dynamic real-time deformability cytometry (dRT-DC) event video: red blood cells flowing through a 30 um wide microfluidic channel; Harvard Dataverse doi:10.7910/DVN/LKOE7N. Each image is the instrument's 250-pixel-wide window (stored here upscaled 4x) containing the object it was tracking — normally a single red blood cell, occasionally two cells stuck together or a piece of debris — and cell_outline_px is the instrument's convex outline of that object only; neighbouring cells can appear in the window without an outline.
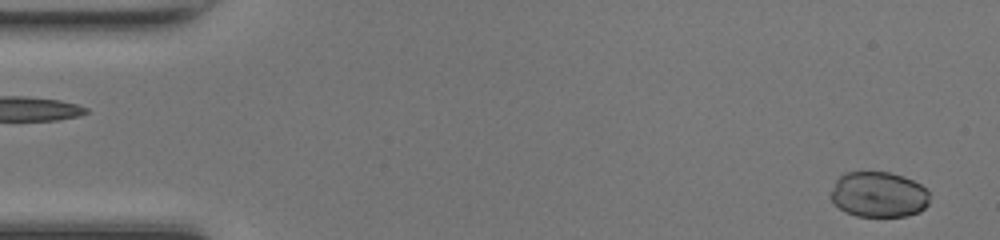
{"species": "common noctule bat (a hibernating species)", "species_latin": "Nyctalus noctula", "temperature_condition": "room temperature", "stored_images_in_passage": 49, "camera_frame_rate_fps": 3000, "um_per_image_px": 0.085, "animal": {"sex": "female", "body_mass_g": 17.0, "forearm_length_mm": 48.0}, "frame": {"image": 1, "passage_image": 2, "time_ms": 0.333, "image_size_px": [1000, 240], "cell_outline_px": [[928, 204], [924, 208], [916, 212], [904, 216], [860, 216], [848, 212], [840, 208], [832, 200], [832, 192], [836, 184], [844, 176], [852, 172], [884, 172], [900, 176], [912, 180], [920, 184], [928, 192]], "centroid_in_image_um": [74.73, 16.55], "position_along_channel_um": 10.3, "area_um2": 25.2}}
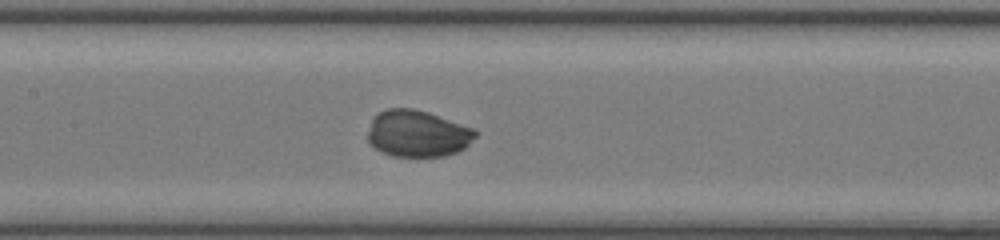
{"frame": {"image": 2, "passage_image": 23, "time_ms": 7.333, "image_size_px": [1000, 240], "cell_outline_px": [[476, 136], [460, 148], [452, 152], [440, 156], [400, 156], [384, 152], [376, 148], [368, 140], [368, 136], [372, 120], [380, 112], [392, 108], [408, 108], [424, 112], [436, 116], [468, 128], [476, 132]], "centroid_in_image_um": [35.41, 11.36], "position_along_channel_um": 172.0, "area_um2": 27.57}}
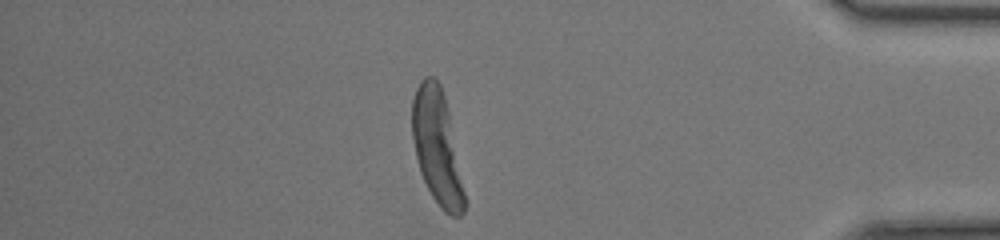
{"frame": {"image": 3, "passage_image": 42, "time_ms": 13.667, "image_size_px": [1000, 240], "cell_outline_px": [[464, 212], [460, 216], [452, 216], [436, 200], [428, 188], [424, 180], [416, 156], [412, 136], [412, 100], [420, 84], [428, 76], [432, 76], [436, 80], [440, 88], [444, 100], [464, 196]], "centroid_in_image_um": [37.09, 12.51], "position_along_channel_um": 398.1, "area_um2": 32.25}, "authors_computed_cell_mechanics": {"area_um2": 27.744, "velocity_mm_per_s": 4.2078, "shape_relaxation_time_tau1_ms": 2.6802, "shape_relaxation_time_tau2_ms": 10.4628, "deformation_change_tau1": 0.1404, "deformation_change_tau2": 0.0852}}